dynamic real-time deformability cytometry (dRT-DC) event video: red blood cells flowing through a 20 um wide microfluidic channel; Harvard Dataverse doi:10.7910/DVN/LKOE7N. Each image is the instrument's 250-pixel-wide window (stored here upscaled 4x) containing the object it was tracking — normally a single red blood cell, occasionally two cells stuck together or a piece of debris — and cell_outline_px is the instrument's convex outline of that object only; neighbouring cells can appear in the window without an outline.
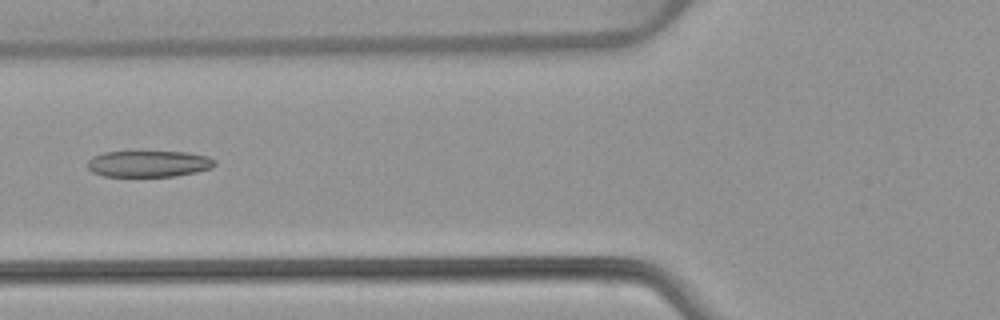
{"species": "common noctule bat (a hibernating species)", "species_latin": "Nyctalus noctula", "temperature_condition": "warm", "stored_images_in_passage": 53, "camera_frame_rate_fps": 3000, "um_per_image_px": 0.085, "animal": {"sex": "female", "body_mass_g": 22.7, "forearm_length_mm": 54.2}, "frame": {"image": 1, "passage_image": 21, "time_ms": 6.667, "image_size_px": [1000, 320], "cell_outline_px": [[216, 164], [212, 168], [196, 172], [176, 176], [104, 176], [92, 172], [88, 168], [88, 160], [92, 156], [104, 152], [188, 152], [208, 156], [216, 160]], "centroid_in_image_um": [12.66, 13.92], "position_along_channel_um": 113.1, "area_um2": 19.59}}
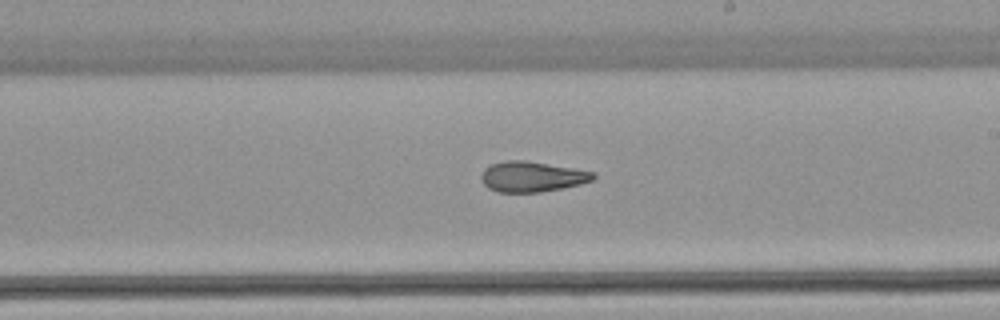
{"frame": {"image": 2, "passage_image": 31, "time_ms": 10.0, "image_size_px": [1000, 320], "cell_outline_px": [[596, 176], [592, 180], [580, 184], [540, 192], [496, 192], [488, 188], [484, 184], [480, 176], [484, 168], [492, 164], [504, 160], [524, 160], [596, 172]], "centroid_in_image_um": [45.19, 15.01], "position_along_channel_um": 243.8, "area_um2": 19.77}}
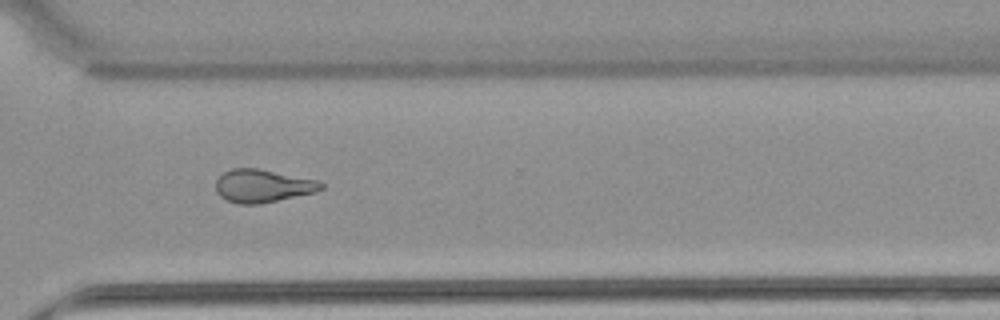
{"frame": {"image": 3, "passage_image": 39, "time_ms": 12.667, "image_size_px": [1000, 320], "cell_outline_px": [[324, 188], [316, 192], [260, 204], [240, 204], [228, 200], [220, 196], [216, 192], [216, 180], [224, 172], [232, 168], [260, 168], [316, 180], [324, 184]], "centroid_in_image_um": [22.33, 15.8], "position_along_channel_um": 348.3, "area_um2": 20.23}, "authors_computed_cell_mechanics": {"area_um2": 21.9062, "velocity_mm_per_s": 3.9257, "shape_relaxation_time_tau1_ms": null, "shape_relaxation_time_tau2_ms": 4.6478, "deformation_change_tau1": null, "deformation_change_tau2": 0.1449}}